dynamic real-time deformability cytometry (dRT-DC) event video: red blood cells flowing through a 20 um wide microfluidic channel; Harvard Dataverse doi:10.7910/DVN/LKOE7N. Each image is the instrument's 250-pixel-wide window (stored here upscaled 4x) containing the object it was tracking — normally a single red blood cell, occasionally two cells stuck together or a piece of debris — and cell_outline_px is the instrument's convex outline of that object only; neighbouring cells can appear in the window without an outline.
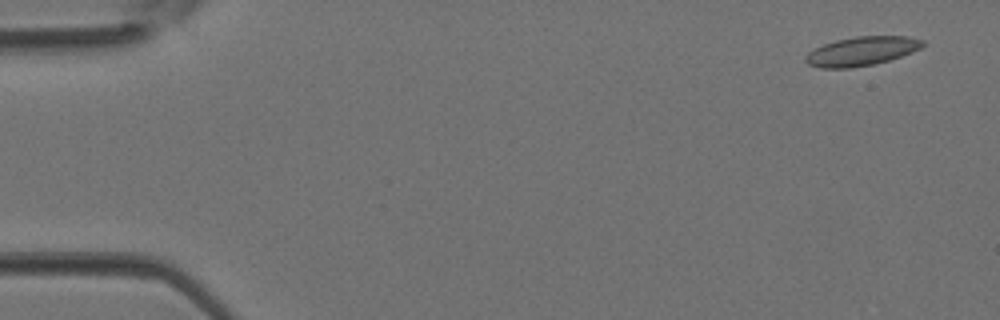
{"species": "Egyptian fruit bat (a non-hibernating species)", "species_latin": "Rousettus aegyptiacus", "temperature_condition": "room temperature", "stored_images_in_passage": 5, "camera_frame_rate_fps": 3000, "um_per_image_px": 0.085, "animal": {"sex": "female"}, "frame": {"image": 1, "passage_image": 1, "time_ms": 0.0, "image_size_px": [1000, 320], "cell_outline_px": [[924, 44], [920, 48], [912, 52], [888, 60], [872, 64], [852, 68], [820, 68], [808, 64], [804, 60], [808, 52], [824, 44], [836, 40], [856, 36], [908, 36], [924, 40]], "centroid_in_image_um": [73.23, 4.34], "position_along_channel_um": 11.8, "area_um2": 19.65}}